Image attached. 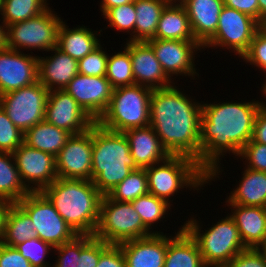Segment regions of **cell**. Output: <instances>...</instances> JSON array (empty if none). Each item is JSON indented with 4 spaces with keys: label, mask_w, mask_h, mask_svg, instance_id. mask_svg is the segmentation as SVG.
I'll return each mask as SVG.
<instances>
[{
    "label": "cell",
    "mask_w": 266,
    "mask_h": 267,
    "mask_svg": "<svg viewBox=\"0 0 266 267\" xmlns=\"http://www.w3.org/2000/svg\"><path fill=\"white\" fill-rule=\"evenodd\" d=\"M148 193L147 173L145 169H138L133 170L107 196L112 200L128 203Z\"/></svg>",
    "instance_id": "33"
},
{
    "label": "cell",
    "mask_w": 266,
    "mask_h": 267,
    "mask_svg": "<svg viewBox=\"0 0 266 267\" xmlns=\"http://www.w3.org/2000/svg\"><path fill=\"white\" fill-rule=\"evenodd\" d=\"M46 0H4V26L34 18L47 10Z\"/></svg>",
    "instance_id": "34"
},
{
    "label": "cell",
    "mask_w": 266,
    "mask_h": 267,
    "mask_svg": "<svg viewBox=\"0 0 266 267\" xmlns=\"http://www.w3.org/2000/svg\"><path fill=\"white\" fill-rule=\"evenodd\" d=\"M62 21L49 8L40 15L7 27V47L52 50L57 47L58 30Z\"/></svg>",
    "instance_id": "11"
},
{
    "label": "cell",
    "mask_w": 266,
    "mask_h": 267,
    "mask_svg": "<svg viewBox=\"0 0 266 267\" xmlns=\"http://www.w3.org/2000/svg\"><path fill=\"white\" fill-rule=\"evenodd\" d=\"M236 208L230 215L246 248H266V208L230 204Z\"/></svg>",
    "instance_id": "23"
},
{
    "label": "cell",
    "mask_w": 266,
    "mask_h": 267,
    "mask_svg": "<svg viewBox=\"0 0 266 267\" xmlns=\"http://www.w3.org/2000/svg\"><path fill=\"white\" fill-rule=\"evenodd\" d=\"M92 126L83 133L71 135L55 157L58 178L91 180Z\"/></svg>",
    "instance_id": "13"
},
{
    "label": "cell",
    "mask_w": 266,
    "mask_h": 267,
    "mask_svg": "<svg viewBox=\"0 0 266 267\" xmlns=\"http://www.w3.org/2000/svg\"><path fill=\"white\" fill-rule=\"evenodd\" d=\"M261 27L262 25L251 16L224 6L219 16L216 33L203 47L228 46L242 57Z\"/></svg>",
    "instance_id": "12"
},
{
    "label": "cell",
    "mask_w": 266,
    "mask_h": 267,
    "mask_svg": "<svg viewBox=\"0 0 266 267\" xmlns=\"http://www.w3.org/2000/svg\"><path fill=\"white\" fill-rule=\"evenodd\" d=\"M35 237L37 235L31 218L17 203H14L8 213L5 232L0 242L15 247Z\"/></svg>",
    "instance_id": "31"
},
{
    "label": "cell",
    "mask_w": 266,
    "mask_h": 267,
    "mask_svg": "<svg viewBox=\"0 0 266 267\" xmlns=\"http://www.w3.org/2000/svg\"><path fill=\"white\" fill-rule=\"evenodd\" d=\"M125 48L130 53L135 84L145 85L151 89L171 86L169 77L163 71L152 46L148 42L129 41ZM147 82L148 85L145 84Z\"/></svg>",
    "instance_id": "19"
},
{
    "label": "cell",
    "mask_w": 266,
    "mask_h": 267,
    "mask_svg": "<svg viewBox=\"0 0 266 267\" xmlns=\"http://www.w3.org/2000/svg\"><path fill=\"white\" fill-rule=\"evenodd\" d=\"M13 156L21 181L30 192H42L58 178L55 157L49 153L32 148L23 142L13 152ZM24 179L38 183L37 187H29Z\"/></svg>",
    "instance_id": "14"
},
{
    "label": "cell",
    "mask_w": 266,
    "mask_h": 267,
    "mask_svg": "<svg viewBox=\"0 0 266 267\" xmlns=\"http://www.w3.org/2000/svg\"><path fill=\"white\" fill-rule=\"evenodd\" d=\"M186 9L194 38L202 46L216 33L223 0H180Z\"/></svg>",
    "instance_id": "22"
},
{
    "label": "cell",
    "mask_w": 266,
    "mask_h": 267,
    "mask_svg": "<svg viewBox=\"0 0 266 267\" xmlns=\"http://www.w3.org/2000/svg\"><path fill=\"white\" fill-rule=\"evenodd\" d=\"M148 231L131 202H119L107 195L102 196L94 237L108 244L118 245L153 234Z\"/></svg>",
    "instance_id": "7"
},
{
    "label": "cell",
    "mask_w": 266,
    "mask_h": 267,
    "mask_svg": "<svg viewBox=\"0 0 266 267\" xmlns=\"http://www.w3.org/2000/svg\"><path fill=\"white\" fill-rule=\"evenodd\" d=\"M95 121L106 111L113 88L106 76L77 74L64 88Z\"/></svg>",
    "instance_id": "15"
},
{
    "label": "cell",
    "mask_w": 266,
    "mask_h": 267,
    "mask_svg": "<svg viewBox=\"0 0 266 267\" xmlns=\"http://www.w3.org/2000/svg\"><path fill=\"white\" fill-rule=\"evenodd\" d=\"M92 173L91 180L104 196L127 177L138 170L128 140L123 132H114L92 125Z\"/></svg>",
    "instance_id": "4"
},
{
    "label": "cell",
    "mask_w": 266,
    "mask_h": 267,
    "mask_svg": "<svg viewBox=\"0 0 266 267\" xmlns=\"http://www.w3.org/2000/svg\"><path fill=\"white\" fill-rule=\"evenodd\" d=\"M11 157V152H0V198L17 203L30 191L22 183L16 163L10 162Z\"/></svg>",
    "instance_id": "32"
},
{
    "label": "cell",
    "mask_w": 266,
    "mask_h": 267,
    "mask_svg": "<svg viewBox=\"0 0 266 267\" xmlns=\"http://www.w3.org/2000/svg\"><path fill=\"white\" fill-rule=\"evenodd\" d=\"M123 133L128 140L130 153L139 169H145L154 164L156 166L170 156L150 125L131 128Z\"/></svg>",
    "instance_id": "21"
},
{
    "label": "cell",
    "mask_w": 266,
    "mask_h": 267,
    "mask_svg": "<svg viewBox=\"0 0 266 267\" xmlns=\"http://www.w3.org/2000/svg\"><path fill=\"white\" fill-rule=\"evenodd\" d=\"M164 267H206L197 242L183 227L175 238H168Z\"/></svg>",
    "instance_id": "26"
},
{
    "label": "cell",
    "mask_w": 266,
    "mask_h": 267,
    "mask_svg": "<svg viewBox=\"0 0 266 267\" xmlns=\"http://www.w3.org/2000/svg\"><path fill=\"white\" fill-rule=\"evenodd\" d=\"M70 136L69 132L43 120L24 133V143L56 157Z\"/></svg>",
    "instance_id": "28"
},
{
    "label": "cell",
    "mask_w": 266,
    "mask_h": 267,
    "mask_svg": "<svg viewBox=\"0 0 266 267\" xmlns=\"http://www.w3.org/2000/svg\"><path fill=\"white\" fill-rule=\"evenodd\" d=\"M163 163L159 167H147L145 171L149 193L165 201L184 184L198 187L209 179V175L190 157L170 155Z\"/></svg>",
    "instance_id": "8"
},
{
    "label": "cell",
    "mask_w": 266,
    "mask_h": 267,
    "mask_svg": "<svg viewBox=\"0 0 266 267\" xmlns=\"http://www.w3.org/2000/svg\"><path fill=\"white\" fill-rule=\"evenodd\" d=\"M263 103H222L202 105L200 126V167L217 175V159L224 150L239 155L252 139L254 120Z\"/></svg>",
    "instance_id": "1"
},
{
    "label": "cell",
    "mask_w": 266,
    "mask_h": 267,
    "mask_svg": "<svg viewBox=\"0 0 266 267\" xmlns=\"http://www.w3.org/2000/svg\"><path fill=\"white\" fill-rule=\"evenodd\" d=\"M37 81L38 58L8 47L0 49V95Z\"/></svg>",
    "instance_id": "17"
},
{
    "label": "cell",
    "mask_w": 266,
    "mask_h": 267,
    "mask_svg": "<svg viewBox=\"0 0 266 267\" xmlns=\"http://www.w3.org/2000/svg\"><path fill=\"white\" fill-rule=\"evenodd\" d=\"M172 0L163 9L153 39L196 41L186 9Z\"/></svg>",
    "instance_id": "25"
},
{
    "label": "cell",
    "mask_w": 266,
    "mask_h": 267,
    "mask_svg": "<svg viewBox=\"0 0 266 267\" xmlns=\"http://www.w3.org/2000/svg\"><path fill=\"white\" fill-rule=\"evenodd\" d=\"M108 56L100 45L78 61V73L88 76H106Z\"/></svg>",
    "instance_id": "41"
},
{
    "label": "cell",
    "mask_w": 266,
    "mask_h": 267,
    "mask_svg": "<svg viewBox=\"0 0 266 267\" xmlns=\"http://www.w3.org/2000/svg\"><path fill=\"white\" fill-rule=\"evenodd\" d=\"M225 267H266V248H247L237 254Z\"/></svg>",
    "instance_id": "43"
},
{
    "label": "cell",
    "mask_w": 266,
    "mask_h": 267,
    "mask_svg": "<svg viewBox=\"0 0 266 267\" xmlns=\"http://www.w3.org/2000/svg\"><path fill=\"white\" fill-rule=\"evenodd\" d=\"M49 90L39 81L0 95V106L23 133L42 122Z\"/></svg>",
    "instance_id": "10"
},
{
    "label": "cell",
    "mask_w": 266,
    "mask_h": 267,
    "mask_svg": "<svg viewBox=\"0 0 266 267\" xmlns=\"http://www.w3.org/2000/svg\"><path fill=\"white\" fill-rule=\"evenodd\" d=\"M239 187L227 200L229 204L266 208V172L247 168Z\"/></svg>",
    "instance_id": "27"
},
{
    "label": "cell",
    "mask_w": 266,
    "mask_h": 267,
    "mask_svg": "<svg viewBox=\"0 0 266 267\" xmlns=\"http://www.w3.org/2000/svg\"><path fill=\"white\" fill-rule=\"evenodd\" d=\"M147 42L168 77L177 73L192 76L196 73L192 63L193 49L202 47L199 42L167 39H151Z\"/></svg>",
    "instance_id": "18"
},
{
    "label": "cell",
    "mask_w": 266,
    "mask_h": 267,
    "mask_svg": "<svg viewBox=\"0 0 266 267\" xmlns=\"http://www.w3.org/2000/svg\"><path fill=\"white\" fill-rule=\"evenodd\" d=\"M266 105L257 112L254 120L252 141L266 145Z\"/></svg>",
    "instance_id": "49"
},
{
    "label": "cell",
    "mask_w": 266,
    "mask_h": 267,
    "mask_svg": "<svg viewBox=\"0 0 266 267\" xmlns=\"http://www.w3.org/2000/svg\"><path fill=\"white\" fill-rule=\"evenodd\" d=\"M42 193L78 235H94L103 195L92 180L57 178Z\"/></svg>",
    "instance_id": "3"
},
{
    "label": "cell",
    "mask_w": 266,
    "mask_h": 267,
    "mask_svg": "<svg viewBox=\"0 0 266 267\" xmlns=\"http://www.w3.org/2000/svg\"><path fill=\"white\" fill-rule=\"evenodd\" d=\"M103 15L109 20L111 27H115L118 30H130L133 28V33H135L136 12L134 2L110 8Z\"/></svg>",
    "instance_id": "40"
},
{
    "label": "cell",
    "mask_w": 266,
    "mask_h": 267,
    "mask_svg": "<svg viewBox=\"0 0 266 267\" xmlns=\"http://www.w3.org/2000/svg\"><path fill=\"white\" fill-rule=\"evenodd\" d=\"M24 142V133L17 128L0 106V152L13 153Z\"/></svg>",
    "instance_id": "37"
},
{
    "label": "cell",
    "mask_w": 266,
    "mask_h": 267,
    "mask_svg": "<svg viewBox=\"0 0 266 267\" xmlns=\"http://www.w3.org/2000/svg\"><path fill=\"white\" fill-rule=\"evenodd\" d=\"M109 245L92 235H80V258H78V267H97L100 254Z\"/></svg>",
    "instance_id": "38"
},
{
    "label": "cell",
    "mask_w": 266,
    "mask_h": 267,
    "mask_svg": "<svg viewBox=\"0 0 266 267\" xmlns=\"http://www.w3.org/2000/svg\"><path fill=\"white\" fill-rule=\"evenodd\" d=\"M171 0H134L136 22L135 32L130 41L147 42L155 37L157 24L165 6Z\"/></svg>",
    "instance_id": "30"
},
{
    "label": "cell",
    "mask_w": 266,
    "mask_h": 267,
    "mask_svg": "<svg viewBox=\"0 0 266 267\" xmlns=\"http://www.w3.org/2000/svg\"><path fill=\"white\" fill-rule=\"evenodd\" d=\"M242 58L266 70V26H262L255 34L248 51Z\"/></svg>",
    "instance_id": "42"
},
{
    "label": "cell",
    "mask_w": 266,
    "mask_h": 267,
    "mask_svg": "<svg viewBox=\"0 0 266 267\" xmlns=\"http://www.w3.org/2000/svg\"><path fill=\"white\" fill-rule=\"evenodd\" d=\"M131 2H134V0H103L102 1V5H101V9L103 14L110 8H114L117 6H121L124 4H129Z\"/></svg>",
    "instance_id": "51"
},
{
    "label": "cell",
    "mask_w": 266,
    "mask_h": 267,
    "mask_svg": "<svg viewBox=\"0 0 266 267\" xmlns=\"http://www.w3.org/2000/svg\"><path fill=\"white\" fill-rule=\"evenodd\" d=\"M94 35L85 26L69 30L62 21L58 30L57 48L79 61L100 45Z\"/></svg>",
    "instance_id": "29"
},
{
    "label": "cell",
    "mask_w": 266,
    "mask_h": 267,
    "mask_svg": "<svg viewBox=\"0 0 266 267\" xmlns=\"http://www.w3.org/2000/svg\"><path fill=\"white\" fill-rule=\"evenodd\" d=\"M224 6L245 13L259 22L258 0H223Z\"/></svg>",
    "instance_id": "48"
},
{
    "label": "cell",
    "mask_w": 266,
    "mask_h": 267,
    "mask_svg": "<svg viewBox=\"0 0 266 267\" xmlns=\"http://www.w3.org/2000/svg\"><path fill=\"white\" fill-rule=\"evenodd\" d=\"M152 91L137 84L113 89L110 103L97 123L114 132L150 125Z\"/></svg>",
    "instance_id": "5"
},
{
    "label": "cell",
    "mask_w": 266,
    "mask_h": 267,
    "mask_svg": "<svg viewBox=\"0 0 266 267\" xmlns=\"http://www.w3.org/2000/svg\"><path fill=\"white\" fill-rule=\"evenodd\" d=\"M202 105L191 103L172 85L153 89L150 126L170 155L194 159L200 166V126Z\"/></svg>",
    "instance_id": "2"
},
{
    "label": "cell",
    "mask_w": 266,
    "mask_h": 267,
    "mask_svg": "<svg viewBox=\"0 0 266 267\" xmlns=\"http://www.w3.org/2000/svg\"><path fill=\"white\" fill-rule=\"evenodd\" d=\"M4 0H0V11H2Z\"/></svg>",
    "instance_id": "54"
},
{
    "label": "cell",
    "mask_w": 266,
    "mask_h": 267,
    "mask_svg": "<svg viewBox=\"0 0 266 267\" xmlns=\"http://www.w3.org/2000/svg\"><path fill=\"white\" fill-rule=\"evenodd\" d=\"M127 267H164L168 238L160 233L118 244Z\"/></svg>",
    "instance_id": "20"
},
{
    "label": "cell",
    "mask_w": 266,
    "mask_h": 267,
    "mask_svg": "<svg viewBox=\"0 0 266 267\" xmlns=\"http://www.w3.org/2000/svg\"><path fill=\"white\" fill-rule=\"evenodd\" d=\"M240 156L248 159V168L266 172V145L250 140L241 150Z\"/></svg>",
    "instance_id": "44"
},
{
    "label": "cell",
    "mask_w": 266,
    "mask_h": 267,
    "mask_svg": "<svg viewBox=\"0 0 266 267\" xmlns=\"http://www.w3.org/2000/svg\"><path fill=\"white\" fill-rule=\"evenodd\" d=\"M263 90H264L263 93H265V95H266V83H265V85L263 86Z\"/></svg>",
    "instance_id": "55"
},
{
    "label": "cell",
    "mask_w": 266,
    "mask_h": 267,
    "mask_svg": "<svg viewBox=\"0 0 266 267\" xmlns=\"http://www.w3.org/2000/svg\"><path fill=\"white\" fill-rule=\"evenodd\" d=\"M259 5V23L266 26V0H258Z\"/></svg>",
    "instance_id": "52"
},
{
    "label": "cell",
    "mask_w": 266,
    "mask_h": 267,
    "mask_svg": "<svg viewBox=\"0 0 266 267\" xmlns=\"http://www.w3.org/2000/svg\"><path fill=\"white\" fill-rule=\"evenodd\" d=\"M97 267H127L121 247L110 244L101 254Z\"/></svg>",
    "instance_id": "47"
},
{
    "label": "cell",
    "mask_w": 266,
    "mask_h": 267,
    "mask_svg": "<svg viewBox=\"0 0 266 267\" xmlns=\"http://www.w3.org/2000/svg\"><path fill=\"white\" fill-rule=\"evenodd\" d=\"M51 51H55L53 57L38 58V81L49 91L54 90V85H58V90H63L78 74V61L57 47Z\"/></svg>",
    "instance_id": "24"
},
{
    "label": "cell",
    "mask_w": 266,
    "mask_h": 267,
    "mask_svg": "<svg viewBox=\"0 0 266 267\" xmlns=\"http://www.w3.org/2000/svg\"><path fill=\"white\" fill-rule=\"evenodd\" d=\"M169 201L158 198L153 194H145L133 200L134 210L140 215L144 226L149 230L151 224L160 220L169 208Z\"/></svg>",
    "instance_id": "36"
},
{
    "label": "cell",
    "mask_w": 266,
    "mask_h": 267,
    "mask_svg": "<svg viewBox=\"0 0 266 267\" xmlns=\"http://www.w3.org/2000/svg\"><path fill=\"white\" fill-rule=\"evenodd\" d=\"M44 120L71 135L87 131L95 123L69 93L56 88L49 91Z\"/></svg>",
    "instance_id": "16"
},
{
    "label": "cell",
    "mask_w": 266,
    "mask_h": 267,
    "mask_svg": "<svg viewBox=\"0 0 266 267\" xmlns=\"http://www.w3.org/2000/svg\"><path fill=\"white\" fill-rule=\"evenodd\" d=\"M6 29H3L2 26H0V49H4L7 47V34Z\"/></svg>",
    "instance_id": "53"
},
{
    "label": "cell",
    "mask_w": 266,
    "mask_h": 267,
    "mask_svg": "<svg viewBox=\"0 0 266 267\" xmlns=\"http://www.w3.org/2000/svg\"><path fill=\"white\" fill-rule=\"evenodd\" d=\"M13 204L0 198V241L4 235L6 219Z\"/></svg>",
    "instance_id": "50"
},
{
    "label": "cell",
    "mask_w": 266,
    "mask_h": 267,
    "mask_svg": "<svg viewBox=\"0 0 266 267\" xmlns=\"http://www.w3.org/2000/svg\"><path fill=\"white\" fill-rule=\"evenodd\" d=\"M17 204L31 218L37 237L53 247L69 242L78 235L42 192H29Z\"/></svg>",
    "instance_id": "9"
},
{
    "label": "cell",
    "mask_w": 266,
    "mask_h": 267,
    "mask_svg": "<svg viewBox=\"0 0 266 267\" xmlns=\"http://www.w3.org/2000/svg\"><path fill=\"white\" fill-rule=\"evenodd\" d=\"M183 228L197 242L207 267H225L237 254L247 249L231 216L222 219L202 235L195 220L188 221Z\"/></svg>",
    "instance_id": "6"
},
{
    "label": "cell",
    "mask_w": 266,
    "mask_h": 267,
    "mask_svg": "<svg viewBox=\"0 0 266 267\" xmlns=\"http://www.w3.org/2000/svg\"><path fill=\"white\" fill-rule=\"evenodd\" d=\"M59 251L60 257L54 267H78V258H80V235H77L69 242L54 247Z\"/></svg>",
    "instance_id": "45"
},
{
    "label": "cell",
    "mask_w": 266,
    "mask_h": 267,
    "mask_svg": "<svg viewBox=\"0 0 266 267\" xmlns=\"http://www.w3.org/2000/svg\"><path fill=\"white\" fill-rule=\"evenodd\" d=\"M0 267H33L21 253L11 246L0 242Z\"/></svg>",
    "instance_id": "46"
},
{
    "label": "cell",
    "mask_w": 266,
    "mask_h": 267,
    "mask_svg": "<svg viewBox=\"0 0 266 267\" xmlns=\"http://www.w3.org/2000/svg\"><path fill=\"white\" fill-rule=\"evenodd\" d=\"M50 247L54 248L50 243H47L38 237L31 238L15 246L33 267H48V263H45L43 259L46 257Z\"/></svg>",
    "instance_id": "39"
},
{
    "label": "cell",
    "mask_w": 266,
    "mask_h": 267,
    "mask_svg": "<svg viewBox=\"0 0 266 267\" xmlns=\"http://www.w3.org/2000/svg\"><path fill=\"white\" fill-rule=\"evenodd\" d=\"M106 78L113 89L135 85L131 57L126 48L110 58L108 56Z\"/></svg>",
    "instance_id": "35"
}]
</instances>
